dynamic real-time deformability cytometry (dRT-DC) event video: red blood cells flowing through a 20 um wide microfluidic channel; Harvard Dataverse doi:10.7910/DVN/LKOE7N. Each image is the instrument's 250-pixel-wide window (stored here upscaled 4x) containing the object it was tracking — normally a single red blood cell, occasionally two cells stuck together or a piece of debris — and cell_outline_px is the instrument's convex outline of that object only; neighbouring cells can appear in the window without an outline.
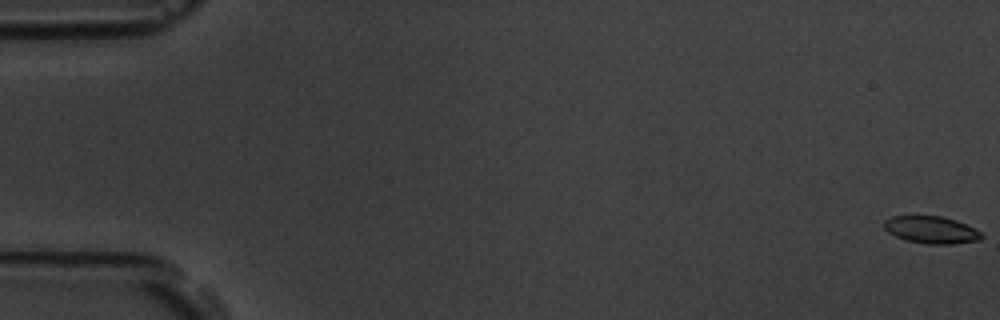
{"species": "common noctule bat (a hibernating species)", "species_latin": "Nyctalus noctula", "temperature_condition": "room temperature", "stored_images_in_passage": 18, "camera_frame_rate_fps": 3000, "um_per_image_px": 0.085, "animal": {"sex": "male", "body_mass_g": 19.5, "forearm_length_mm": 54.6}, "frame": {"image": 1, "passage_image": 1, "time_ms": 0.0, "image_size_px": [1000, 320], "cell_outline_px": [[984, 236], [980, 240], [952, 244], [928, 244], [908, 240], [896, 236], [888, 232], [884, 228], [884, 220], [892, 216], [940, 216], [956, 220], [980, 232]], "centroid_in_image_um": [79.15, 19.53], "position_along_channel_um": 5.9, "area_um2": 15.26}}
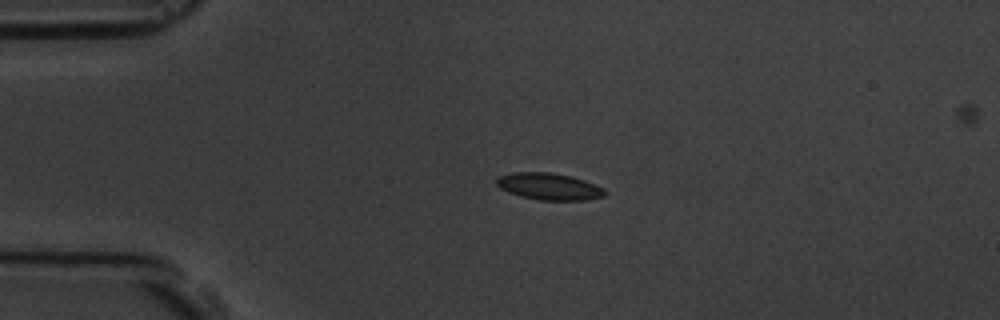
{"frame": {"image": 2, "passage_image": 14, "time_ms": 4.333, "image_size_px": [1000, 320], "cell_outline_px": [[608, 192], [604, 196], [584, 200], [540, 200], [520, 196], [508, 192], [500, 188], [496, 184], [496, 176], [512, 172], [552, 172], [572, 176], [584, 180], [604, 188]], "centroid_in_image_um": [46.65, 15.84], "position_along_channel_um": 38.3, "area_um2": 17.11}}